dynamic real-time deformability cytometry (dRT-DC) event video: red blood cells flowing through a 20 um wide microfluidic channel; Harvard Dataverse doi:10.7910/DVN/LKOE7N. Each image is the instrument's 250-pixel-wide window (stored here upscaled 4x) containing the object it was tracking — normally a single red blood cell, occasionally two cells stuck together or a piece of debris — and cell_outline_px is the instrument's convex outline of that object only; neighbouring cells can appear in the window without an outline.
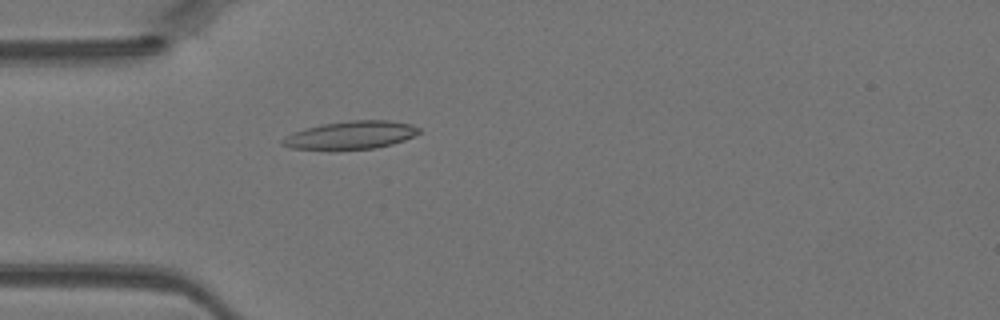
{"species": "Egyptian fruit bat (a non-hibernating species)", "species_latin": "Rousettus aegyptiacus", "temperature_condition": "warm", "stored_images_in_passage": 45, "camera_frame_rate_fps": 3000, "um_per_image_px": 0.085, "animal": {"sex": "female"}, "frame": {"image": 1, "passage_image": 13, "time_ms": 4.0, "image_size_px": [1000, 320], "cell_outline_px": [[420, 132], [404, 140], [392, 144], [376, 148], [336, 152], [332, 152], [292, 148], [280, 144], [280, 140], [284, 136], [292, 132], [320, 124], [352, 120], [388, 120], [412, 124], [420, 128]], "centroid_in_image_um": [29.74, 11.52], "position_along_channel_um": 55.3, "area_um2": 23.18}}
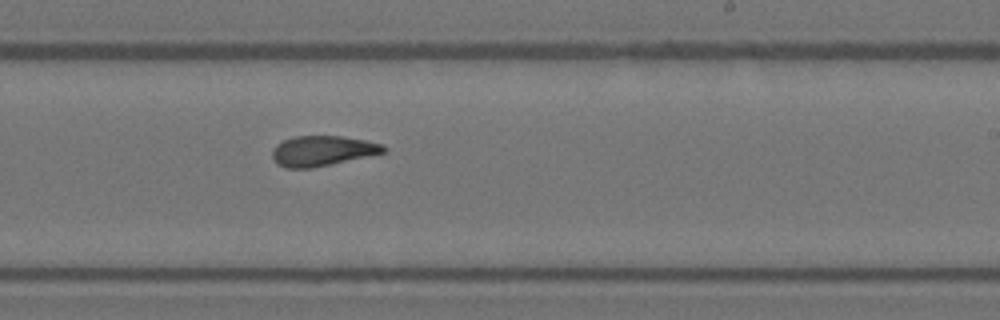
{"frame": {"image": 2, "passage_image": 27, "time_ms": 8.667, "image_size_px": [1000, 320], "cell_outline_px": [[388, 148], [384, 152], [312, 168], [288, 168], [276, 164], [272, 156], [272, 148], [276, 144], [292, 136], [340, 136], [364, 140], [384, 144]], "centroid_in_image_um": [27.36, 12.81], "position_along_channel_um": 261.6, "area_um2": 19.48}}
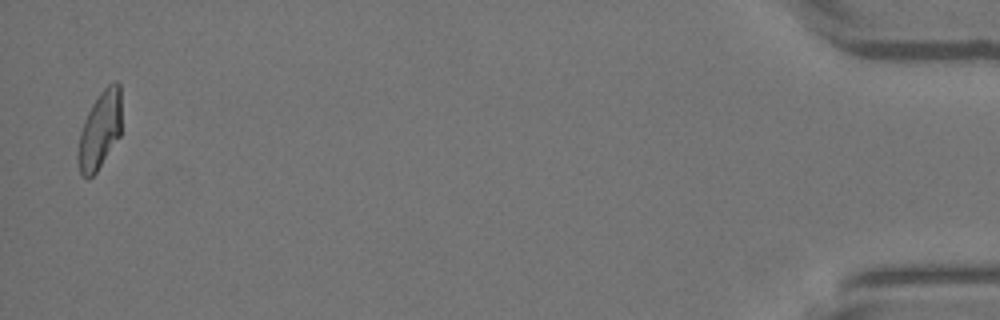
{"frame": {"image": 3, "passage_image": 44, "time_ms": 14.333, "image_size_px": [1000, 320], "cell_outline_px": [[120, 136], [96, 172], [88, 180], [80, 172], [80, 132], [84, 120], [92, 104], [100, 92], [108, 84], [116, 80], [120, 84]], "centroid_in_image_um": [8.52, 11.01], "position_along_channel_um": 426.7, "area_um2": 19.07}}